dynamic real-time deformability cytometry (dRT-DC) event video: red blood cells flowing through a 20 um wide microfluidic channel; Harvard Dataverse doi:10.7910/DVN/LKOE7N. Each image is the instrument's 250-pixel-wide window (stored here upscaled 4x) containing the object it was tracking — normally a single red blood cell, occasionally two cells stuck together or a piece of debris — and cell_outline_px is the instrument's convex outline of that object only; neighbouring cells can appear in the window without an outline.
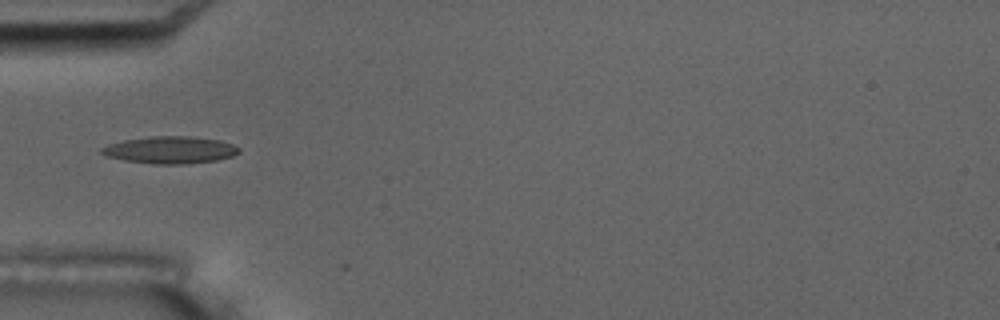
{"species": "common noctule bat (a hibernating species)", "species_latin": "Nyctalus noctula", "temperature_condition": "room temperature", "stored_images_in_passage": 11, "camera_frame_rate_fps": 3000, "um_per_image_px": 0.085, "animal": {"sex": "male", "body_mass_g": 17.5, "forearm_length_mm": 52.3}, "frame": {"image": 1, "passage_image": 4, "time_ms": 4.333, "image_size_px": [1000, 320], "cell_outline_px": [[240, 152], [232, 156], [216, 160], [184, 164], [152, 164], [124, 160], [108, 156], [100, 152], [100, 148], [108, 144], [124, 140], [152, 136], [192, 136], [220, 140], [232, 144], [240, 148]], "centroid_in_image_um": [14.47, 12.74], "position_along_channel_um": 70.5, "area_um2": 21.73}}
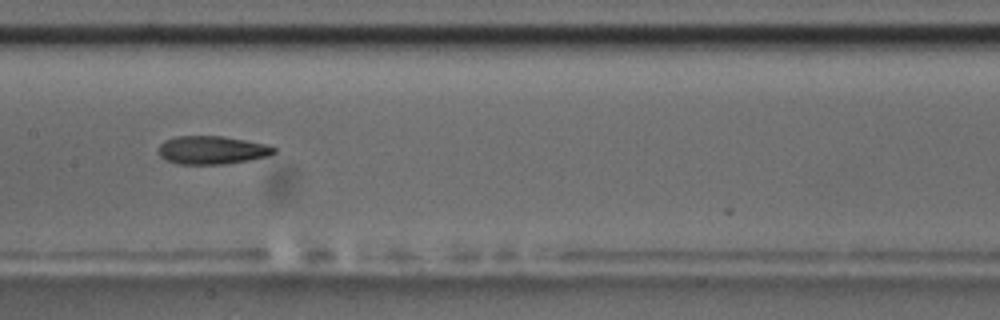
{"frame": {"image": 2, "passage_image": 7, "time_ms": 7.667, "image_size_px": [1000, 320], "cell_outline_px": [[276, 152], [268, 156], [248, 160], [224, 164], [180, 164], [168, 160], [160, 156], [160, 144], [164, 140], [176, 136], [220, 136], [244, 140], [264, 144], [276, 148]], "centroid_in_image_um": [18.02, 12.75], "position_along_channel_um": 189.4, "area_um2": 18.73}}